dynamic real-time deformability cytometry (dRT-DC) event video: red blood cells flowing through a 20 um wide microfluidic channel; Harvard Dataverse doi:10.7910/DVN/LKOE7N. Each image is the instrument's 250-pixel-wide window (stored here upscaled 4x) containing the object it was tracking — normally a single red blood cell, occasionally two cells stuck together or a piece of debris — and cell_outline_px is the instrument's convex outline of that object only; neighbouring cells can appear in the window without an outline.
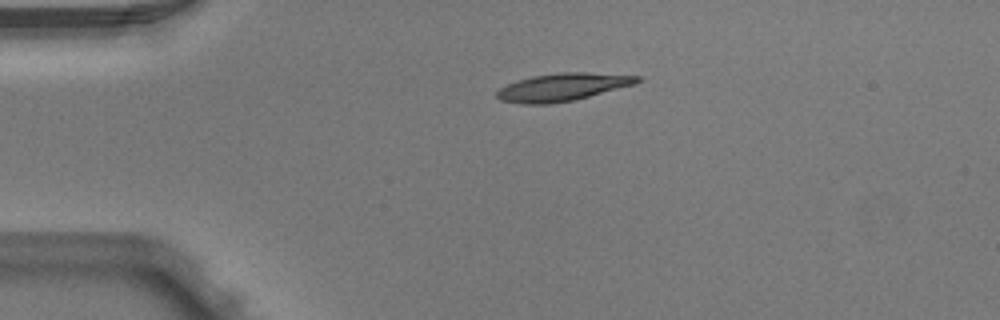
{"species": "Egyptian fruit bat (a non-hibernating species)", "species_latin": "Rousettus aegyptiacus", "temperature_condition": "warm", "stored_images_in_passage": 1, "camera_frame_rate_fps": 3000, "um_per_image_px": 0.085, "animal": {"sex": "male"}, "frame": {"image": 1, "passage_image": 1, "time_ms": 0.0, "image_size_px": [1000, 320], "cell_outline_px": [[640, 80], [636, 84], [572, 100], [552, 104], [520, 104], [500, 100], [496, 96], [496, 92], [500, 88], [516, 80], [532, 76], [560, 72], [584, 72], [640, 76]], "centroid_in_image_um": [47.78, 7.4], "position_along_channel_um": 37.2, "area_um2": 22.54}}